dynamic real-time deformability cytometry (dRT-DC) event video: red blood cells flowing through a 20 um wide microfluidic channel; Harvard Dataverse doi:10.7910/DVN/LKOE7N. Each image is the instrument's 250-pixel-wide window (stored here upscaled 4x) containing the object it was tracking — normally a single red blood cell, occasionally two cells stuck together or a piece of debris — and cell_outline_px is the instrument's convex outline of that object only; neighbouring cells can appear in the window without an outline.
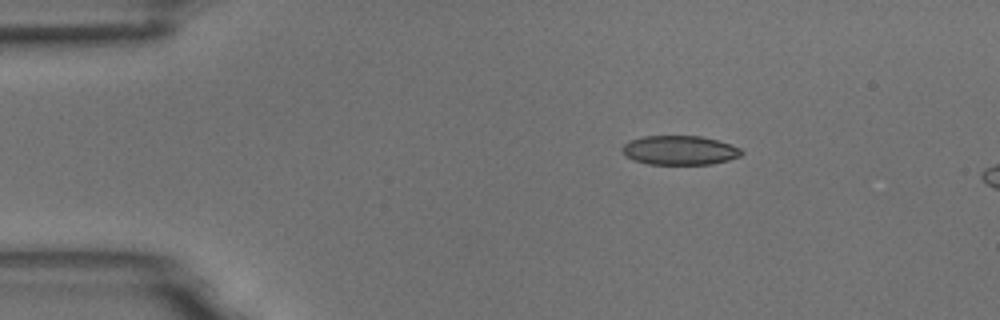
{"species": "common noctule bat (a hibernating species)", "species_latin": "Nyctalus noctula", "temperature_condition": "room temperature", "stored_images_in_passage": 5, "camera_frame_rate_fps": 3000, "um_per_image_px": 0.085, "animal": {"sex": "male", "body_mass_g": 18.8}, "frame": {"image": 1, "passage_image": 2, "time_ms": 0.333, "image_size_px": [1000, 320], "cell_outline_px": [[744, 152], [740, 156], [728, 160], [712, 164], [648, 164], [632, 160], [624, 156], [620, 148], [624, 144], [632, 140], [644, 136], [700, 136], [716, 140], [740, 148]], "centroid_in_image_um": [57.73, 12.78], "position_along_channel_um": 27.3, "area_um2": 20.29}}